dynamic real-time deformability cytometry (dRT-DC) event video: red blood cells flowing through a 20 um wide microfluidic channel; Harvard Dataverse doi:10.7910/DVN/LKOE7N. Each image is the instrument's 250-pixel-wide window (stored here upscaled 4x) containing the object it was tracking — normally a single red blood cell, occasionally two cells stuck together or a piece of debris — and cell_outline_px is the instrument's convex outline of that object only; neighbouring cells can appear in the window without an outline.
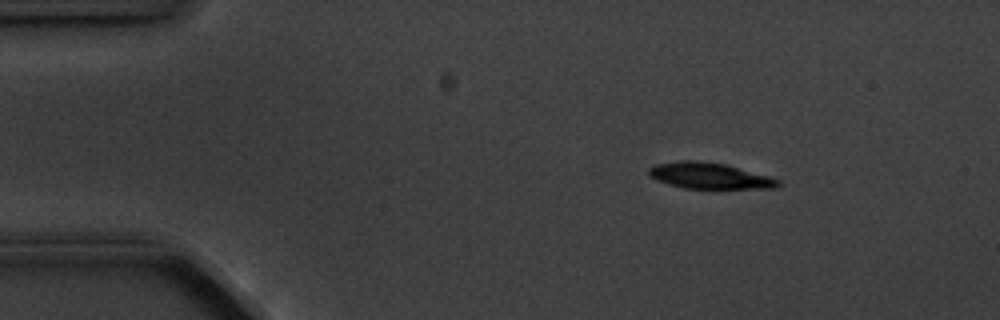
{"species": "common noctule bat (a hibernating species)", "species_latin": "Nyctalus noctula", "temperature_condition": "cold", "stored_images_in_passage": 7, "camera_frame_rate_fps": 3000, "um_per_image_px": 0.085, "animal": {"sex": "male", "body_mass_g": 20.1, "forearm_length_mm": 53.5}, "frame": {"image": 1, "passage_image": 1, "time_ms": 0.0, "image_size_px": [1000, 320], "cell_outline_px": [[780, 184], [776, 188], [684, 188], [668, 184], [656, 180], [648, 176], [648, 168], [656, 164], [680, 160], [696, 160], [724, 164], [768, 176], [780, 180]], "centroid_in_image_um": [60.25, 14.94], "position_along_channel_um": 24.8, "area_um2": 19.48}}
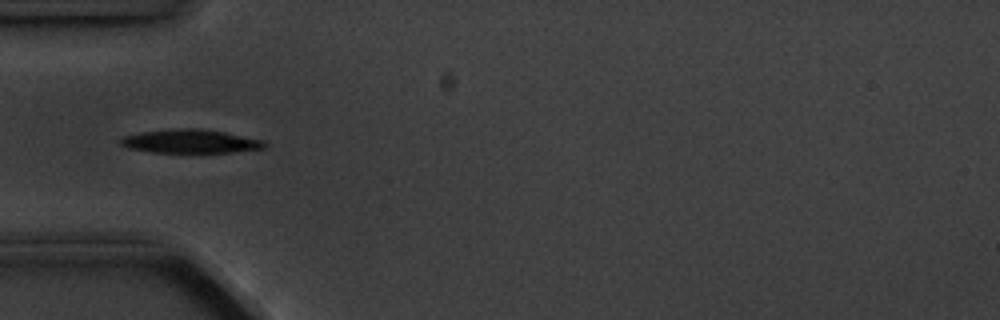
{"frame": {"image": 2, "passage_image": 3, "time_ms": 3.0, "image_size_px": [1000, 320], "cell_outline_px": [[268, 148], [232, 152], [152, 152], [128, 148], [120, 144], [120, 140], [124, 136], [140, 132], [180, 128], [200, 128], [224, 132], [264, 140], [268, 144]], "centroid_in_image_um": [16.23, 12.01], "position_along_channel_um": 68.8, "area_um2": 19.83}}
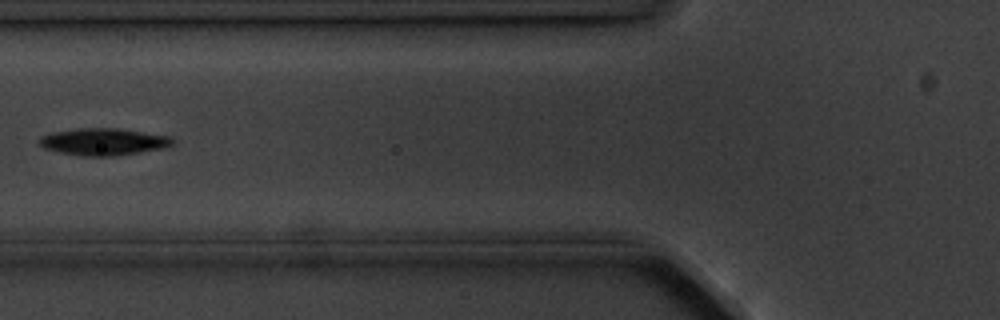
{"frame": {"image": 3, "passage_image": 4, "time_ms": 4.333, "image_size_px": [1000, 320], "cell_outline_px": [[176, 140], [172, 144], [164, 148], [140, 152], [112, 156], [84, 156], [60, 152], [44, 148], [40, 144], [40, 136], [52, 132], [76, 128], [116, 128], [172, 136]], "centroid_in_image_um": [8.82, 12.04], "position_along_channel_um": 117.0, "area_um2": 20.98}}